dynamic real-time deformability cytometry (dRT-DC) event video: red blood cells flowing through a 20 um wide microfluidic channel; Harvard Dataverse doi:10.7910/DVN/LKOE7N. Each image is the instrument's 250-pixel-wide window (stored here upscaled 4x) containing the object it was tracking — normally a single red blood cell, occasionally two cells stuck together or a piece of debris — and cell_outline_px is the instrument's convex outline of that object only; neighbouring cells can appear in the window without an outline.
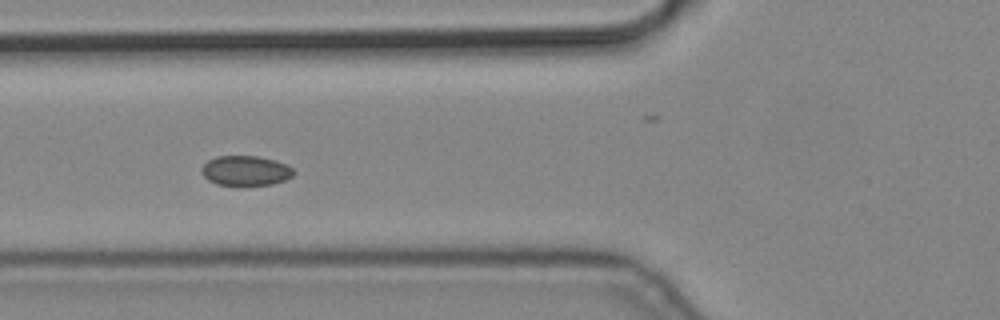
{"species": "common noctule bat (a hibernating species)", "species_latin": "Nyctalus noctula", "temperature_condition": "cold", "stored_images_in_passage": 14, "camera_frame_rate_fps": 3000, "um_per_image_px": 0.085, "animal": {"sex": "male", "body_mass_g": 19.2, "forearm_length_mm": 51.8}, "frame": {"image": 1, "passage_image": 5, "time_ms": 1.333, "image_size_px": [1000, 320], "cell_outline_px": [[296, 172], [292, 176], [284, 180], [272, 184], [236, 188], [216, 184], [208, 180], [200, 172], [200, 168], [208, 160], [216, 156], [256, 156], [276, 160], [288, 164]], "centroid_in_image_um": [20.86, 14.54], "position_along_channel_um": 104.9, "area_um2": 16.76}}
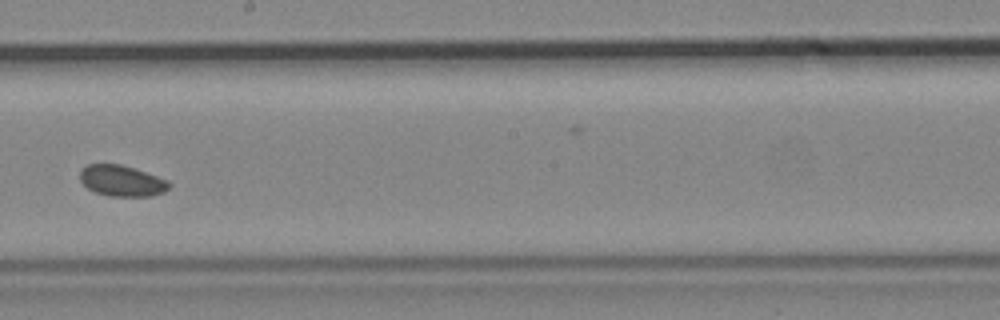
{"frame": {"image": 2, "passage_image": 8, "time_ms": 2.333, "image_size_px": [1000, 320], "cell_outline_px": [[172, 184], [164, 192], [152, 196], [108, 196], [96, 192], [88, 188], [80, 180], [80, 172], [88, 164], [120, 164], [168, 180]], "centroid_in_image_um": [10.36, 15.38], "position_along_channel_um": 237.8, "area_um2": 15.9}}
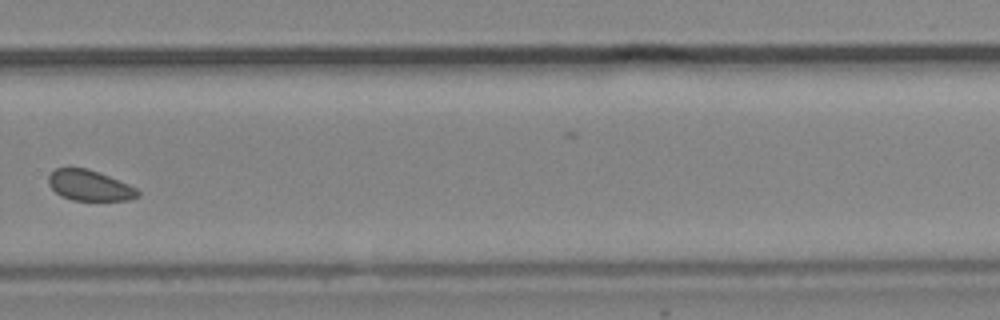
{"frame": {"image": 3, "passage_image": 10, "time_ms": 3.0, "image_size_px": [1000, 320], "cell_outline_px": [[140, 196], [128, 200], [72, 200], [60, 196], [48, 184], [48, 176], [56, 168], [88, 168], [128, 184], [136, 188], [140, 192]], "centroid_in_image_um": [7.6, 15.77], "position_along_channel_um": 322.2, "area_um2": 15.84}}